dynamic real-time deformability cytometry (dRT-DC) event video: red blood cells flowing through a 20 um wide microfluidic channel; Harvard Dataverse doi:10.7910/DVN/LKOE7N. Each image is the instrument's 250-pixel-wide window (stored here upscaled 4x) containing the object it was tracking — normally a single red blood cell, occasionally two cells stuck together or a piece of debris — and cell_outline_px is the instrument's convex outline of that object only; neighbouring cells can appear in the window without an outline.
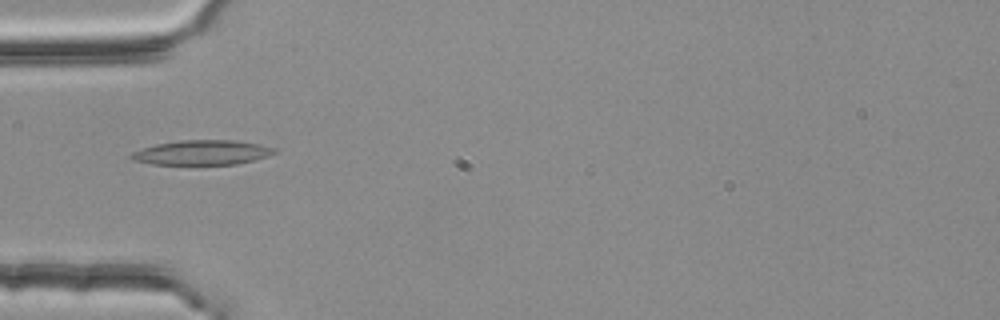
{"species": "common noctule bat (a hibernating species)", "species_latin": "Nyctalus noctula", "temperature_condition": "room temperature", "stored_images_in_passage": 47, "camera_frame_rate_fps": 3000, "um_per_image_px": 0.085, "animal": {"sex": "female", "body_mass_g": 25.1}, "frame": {"image": 1, "passage_image": 10, "time_ms": 3.0, "image_size_px": [1000, 320], "cell_outline_px": [[280, 152], [256, 160], [236, 164], [152, 164], [132, 160], [128, 156], [132, 152], [156, 144], [180, 140], [232, 140], [260, 144], [276, 148]], "centroid_in_image_um": [17.22, 12.96], "position_along_channel_um": 67.8, "area_um2": 20.69}}
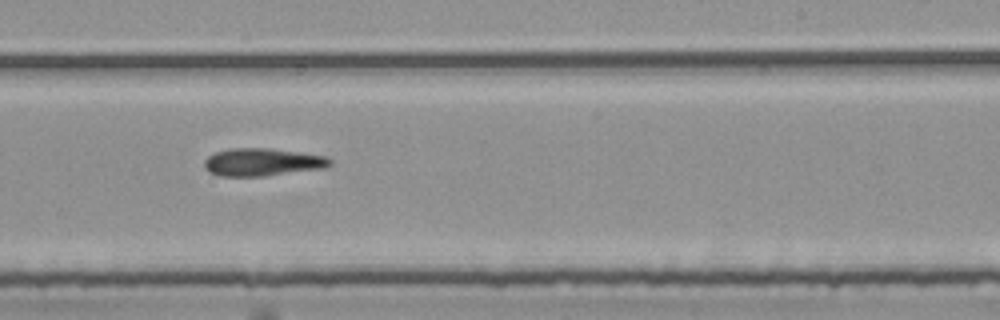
{"frame": {"image": 2, "passage_image": 26, "time_ms": 8.333, "image_size_px": [1000, 320], "cell_outline_px": [[332, 164], [328, 168], [264, 176], [220, 176], [208, 172], [204, 168], [204, 160], [208, 156], [216, 152], [228, 148], [268, 148], [300, 152], [328, 156], [332, 160]], "centroid_in_image_um": [22.33, 13.78], "position_along_channel_um": 266.7, "area_um2": 20.63}}
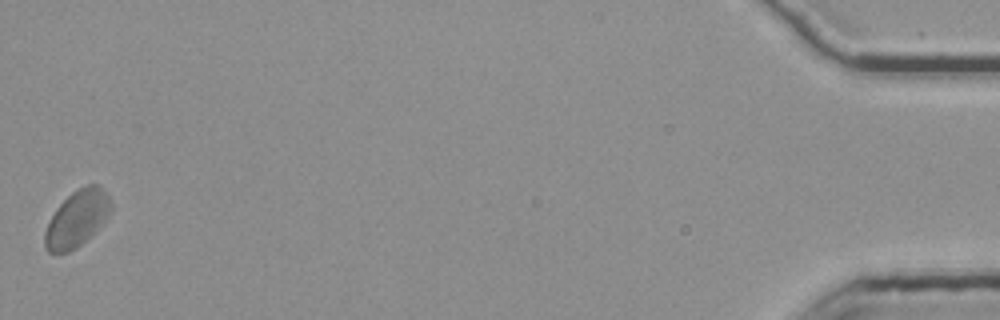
{"frame": {"image": 3, "passage_image": 47, "time_ms": 15.333, "image_size_px": [1000, 320], "cell_outline_px": [[112, 208], [108, 216], [76, 248], [68, 252], [48, 252], [44, 248], [44, 232], [56, 208], [72, 192], [88, 184], [100, 184], [104, 188], [112, 200]], "centroid_in_image_um": [6.55, 18.55], "position_along_channel_um": 428.7, "area_um2": 21.39}, "authors_computed_cell_mechanics": {"area_um2": 20.3456, "velocity_mm_per_s": 3.7342, "shape_relaxation_time_tau1_ms": null, "shape_relaxation_time_tau2_ms": 5.4433, "deformation_change_tau1": null, "deformation_change_tau2": 0.1161}}